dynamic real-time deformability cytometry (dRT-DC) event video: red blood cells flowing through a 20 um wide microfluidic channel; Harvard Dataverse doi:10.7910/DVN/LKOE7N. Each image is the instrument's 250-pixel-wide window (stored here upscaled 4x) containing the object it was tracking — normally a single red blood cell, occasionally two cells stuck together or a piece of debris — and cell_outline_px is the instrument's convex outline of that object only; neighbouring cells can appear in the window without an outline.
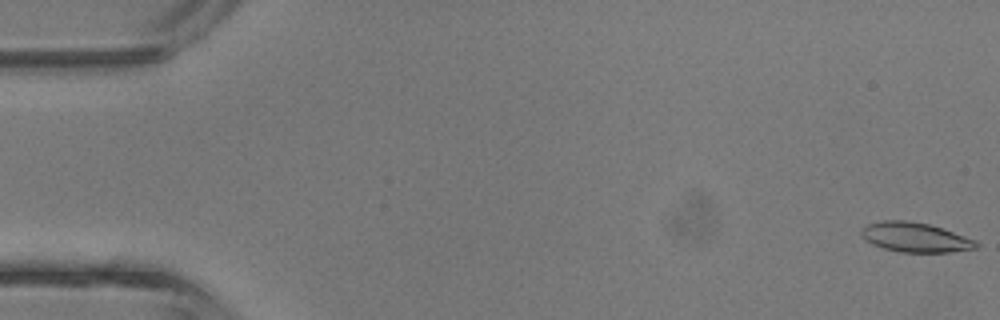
{"species": "common noctule bat (a hibernating species)", "species_latin": "Nyctalus noctula", "temperature_condition": "room temperature", "stored_images_in_passage": 41, "camera_frame_rate_fps": 3000, "um_per_image_px": 0.085, "animal": {"sex": "male", "body_mass_g": 13.3}, "frame": {"image": 1, "passage_image": 1, "time_ms": 0.0, "image_size_px": [1000, 320], "cell_outline_px": [[980, 244], [976, 248], [948, 252], [900, 252], [884, 248], [872, 244], [860, 232], [860, 228], [868, 224], [880, 220], [904, 220], [928, 224], [976, 240]], "centroid_in_image_um": [77.78, 20.17], "position_along_channel_um": 7.2, "area_um2": 19.54}}
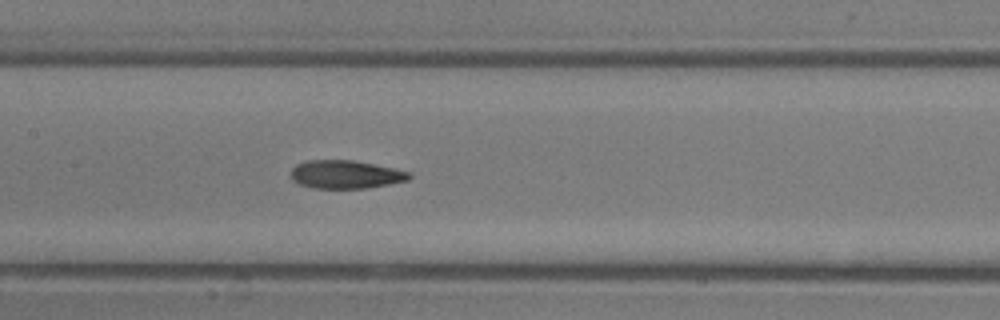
{"frame": {"image": 2, "passage_image": 20, "time_ms": 6.333, "image_size_px": [1000, 320], "cell_outline_px": [[412, 176], [408, 180], [388, 184], [364, 188], [312, 188], [300, 184], [292, 180], [292, 168], [296, 164], [308, 160], [352, 160], [412, 172]], "centroid_in_image_um": [29.37, 14.82], "position_along_channel_um": 178.0, "area_um2": 19.31}}
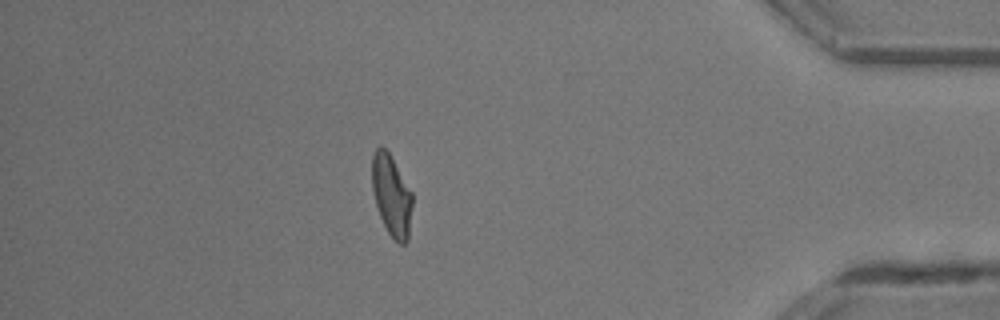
{"frame": {"image": 3, "passage_image": 36, "time_ms": 11.667, "image_size_px": [1000, 320], "cell_outline_px": [[412, 204], [408, 240], [404, 244], [400, 244], [388, 232], [380, 216], [376, 204], [372, 188], [372, 156], [376, 148], [380, 144], [388, 152], [412, 192]], "centroid_in_image_um": [33.28, 16.6], "position_along_channel_um": 401.9, "area_um2": 18.79}}